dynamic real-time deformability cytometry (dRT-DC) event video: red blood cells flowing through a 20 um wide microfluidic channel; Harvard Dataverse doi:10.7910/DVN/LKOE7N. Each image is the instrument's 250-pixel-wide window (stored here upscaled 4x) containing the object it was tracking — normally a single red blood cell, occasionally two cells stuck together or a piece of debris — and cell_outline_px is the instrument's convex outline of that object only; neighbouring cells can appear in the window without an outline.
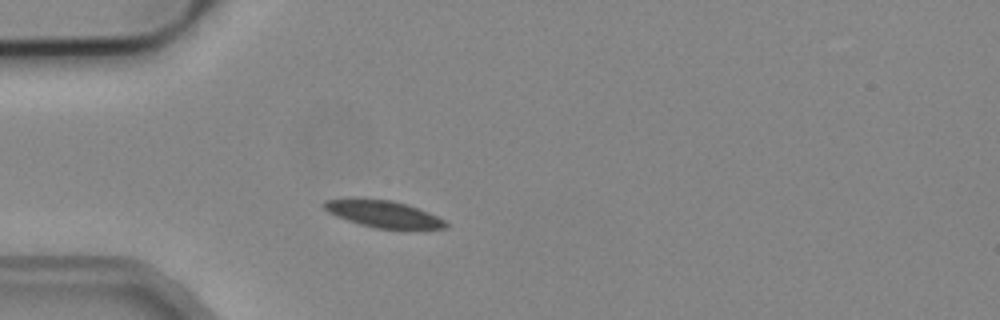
{"species": "common noctule bat (a hibernating species)", "species_latin": "Nyctalus noctula", "temperature_condition": "cold", "stored_images_in_passage": 2, "camera_frame_rate_fps": 3000, "um_per_image_px": 0.085, "animal": {"sex": "male", "body_mass_g": 19.2, "forearm_length_mm": 51.8}, "frame": {"image": 1, "passage_image": 2, "time_ms": 0.333, "image_size_px": [1000, 320], "cell_outline_px": [[448, 228], [376, 228], [360, 224], [336, 216], [328, 212], [320, 204], [324, 200], [352, 196], [356, 196], [392, 200], [408, 204], [428, 212], [444, 220], [448, 224]], "centroid_in_image_um": [32.47, 18.12], "position_along_channel_um": 52.5, "area_um2": 19.42}}